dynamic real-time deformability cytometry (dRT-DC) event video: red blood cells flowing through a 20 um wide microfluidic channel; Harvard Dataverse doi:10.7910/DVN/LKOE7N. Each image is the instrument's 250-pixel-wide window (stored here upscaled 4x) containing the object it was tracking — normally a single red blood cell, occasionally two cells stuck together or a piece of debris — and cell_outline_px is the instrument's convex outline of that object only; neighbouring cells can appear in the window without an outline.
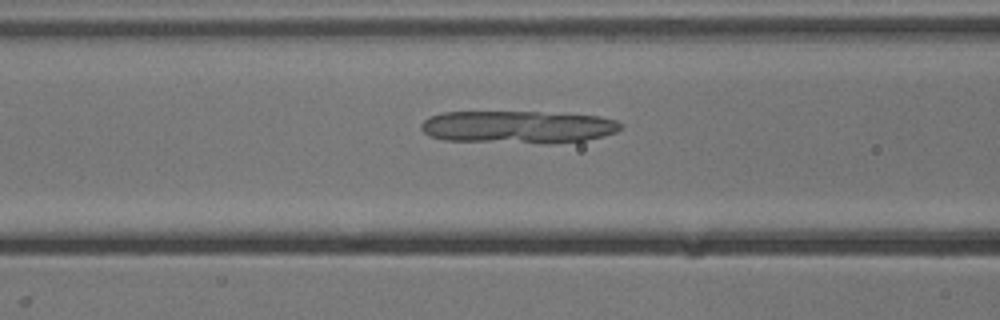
{"species": "common noctule bat (a hibernating species)", "species_latin": "Nyctalus noctula", "temperature_condition": "cold", "stored_images_in_passage": 41, "camera_frame_rate_fps": 3000, "um_per_image_px": 0.085, "animal": {"sex": "male", "body_mass_g": 13.3}, "frame": {"image": 1, "passage_image": 21, "time_ms": 6.667, "image_size_px": [1000, 320], "cell_outline_px": [[624, 124], [616, 132], [604, 136], [584, 140], [444, 140], [428, 136], [420, 128], [420, 124], [428, 116], [440, 112], [540, 112], [600, 116], [616, 120]], "centroid_in_image_um": [43.96, 10.73], "position_along_channel_um": 122.6, "area_um2": 36.3}}
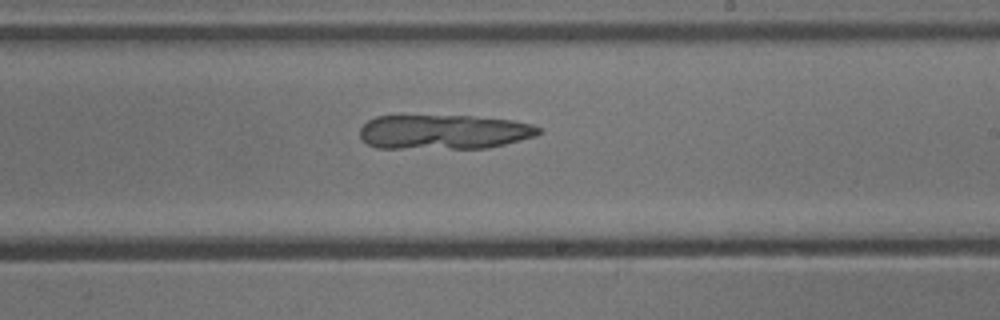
{"frame": {"image": 2, "passage_image": 31, "time_ms": 10.0, "image_size_px": [1000, 320], "cell_outline_px": [[540, 132], [536, 136], [488, 148], [376, 148], [368, 144], [360, 136], [360, 128], [368, 120], [376, 116], [472, 116], [512, 120], [532, 124], [540, 128]], "centroid_in_image_um": [37.72, 11.21], "position_along_channel_um": 251.3, "area_um2": 35.95}}
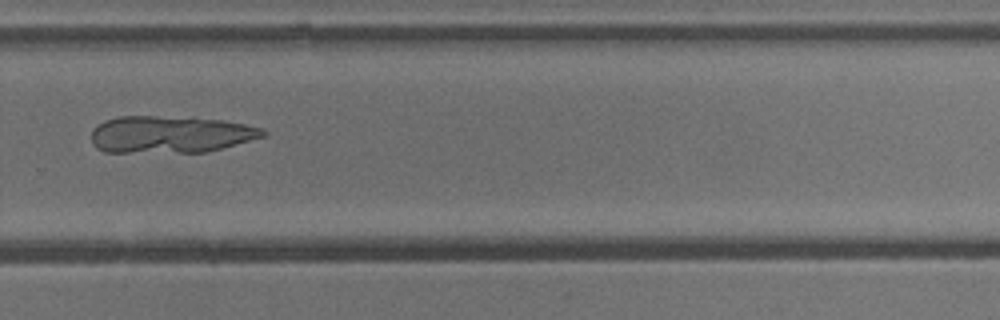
{"frame": {"image": 3, "passage_image": 36, "time_ms": 11.667, "image_size_px": [1000, 320], "cell_outline_px": [[268, 132], [264, 136], [220, 148], [204, 152], [104, 152], [96, 148], [92, 144], [92, 132], [104, 120], [120, 116], [156, 116], [220, 120], [244, 124], [260, 128]], "centroid_in_image_um": [14.43, 11.43], "position_along_channel_um": 315.4, "area_um2": 36.53}}